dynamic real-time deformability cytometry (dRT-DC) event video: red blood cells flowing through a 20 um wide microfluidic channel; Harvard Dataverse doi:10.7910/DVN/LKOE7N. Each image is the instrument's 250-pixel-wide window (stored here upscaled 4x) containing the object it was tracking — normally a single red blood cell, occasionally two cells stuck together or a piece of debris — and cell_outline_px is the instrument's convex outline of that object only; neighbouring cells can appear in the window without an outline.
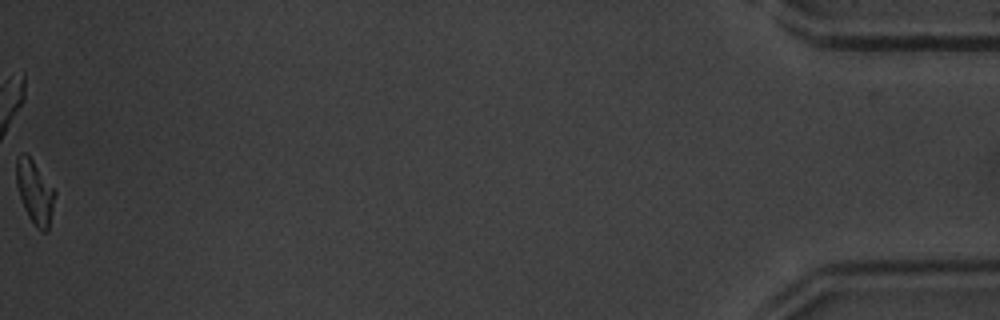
{"species": "common noctule bat (a hibernating species)", "species_latin": "Nyctalus noctula", "temperature_condition": "warm", "stored_images_in_passage": 38, "camera_frame_rate_fps": 3000, "um_per_image_px": 0.085, "animal": {"sex": "male", "body_mass_g": 20.1, "forearm_length_mm": 53.5}, "frame": {"image": 1, "passage_image": 38, "time_ms": 12.333, "image_size_px": [1000, 320], "cell_outline_px": [[56, 192], [48, 232], [44, 232], [36, 228], [28, 216], [24, 208], [16, 184], [16, 156], [20, 152], [24, 152], [32, 160]], "centroid_in_image_um": [2.94, 16.34], "position_along_channel_um": 432.3, "area_um2": 14.16}, "authors_computed_cell_mechanics": {"area_um2": 15.2881, "velocity_mm_per_s": 4.2416, "shape_relaxation_time_tau1_ms": 2.5722, "shape_relaxation_time_tau2_ms": null, "deformation_change_tau1": 0.1468, "deformation_change_tau2": null}}